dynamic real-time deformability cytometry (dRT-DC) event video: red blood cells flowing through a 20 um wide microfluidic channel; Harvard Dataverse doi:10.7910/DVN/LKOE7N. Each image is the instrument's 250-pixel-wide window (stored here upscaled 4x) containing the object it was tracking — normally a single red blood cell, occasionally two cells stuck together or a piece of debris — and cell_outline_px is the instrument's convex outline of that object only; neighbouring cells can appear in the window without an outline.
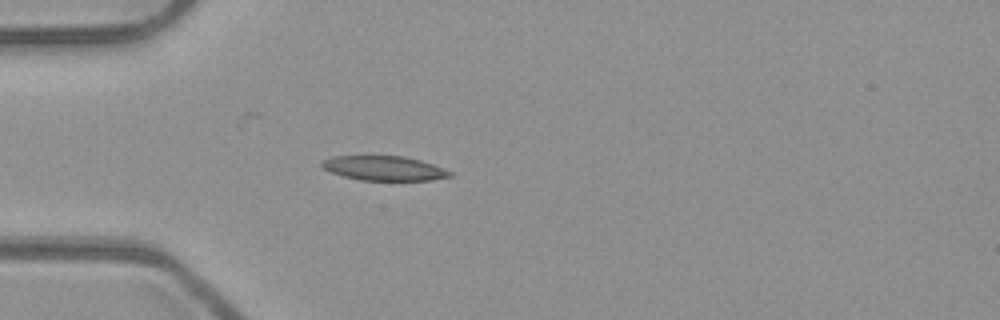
{"species": "common noctule bat (a hibernating species)", "species_latin": "Nyctalus noctula", "temperature_condition": "room temperature", "stored_images_in_passage": 4, "camera_frame_rate_fps": 3000, "um_per_image_px": 0.085, "animal": {"sex": "male", "body_mass_g": 23.1, "forearm_length_mm": 52.7}, "frame": {"image": 1, "passage_image": 4, "time_ms": 1.0, "image_size_px": [1000, 320], "cell_outline_px": [[452, 176], [432, 180], [360, 180], [344, 176], [332, 172], [324, 168], [320, 164], [324, 160], [332, 156], [404, 156], [420, 160], [432, 164], [452, 172]], "centroid_in_image_um": [32.66, 14.3], "position_along_channel_um": 52.3, "area_um2": 18.09}}